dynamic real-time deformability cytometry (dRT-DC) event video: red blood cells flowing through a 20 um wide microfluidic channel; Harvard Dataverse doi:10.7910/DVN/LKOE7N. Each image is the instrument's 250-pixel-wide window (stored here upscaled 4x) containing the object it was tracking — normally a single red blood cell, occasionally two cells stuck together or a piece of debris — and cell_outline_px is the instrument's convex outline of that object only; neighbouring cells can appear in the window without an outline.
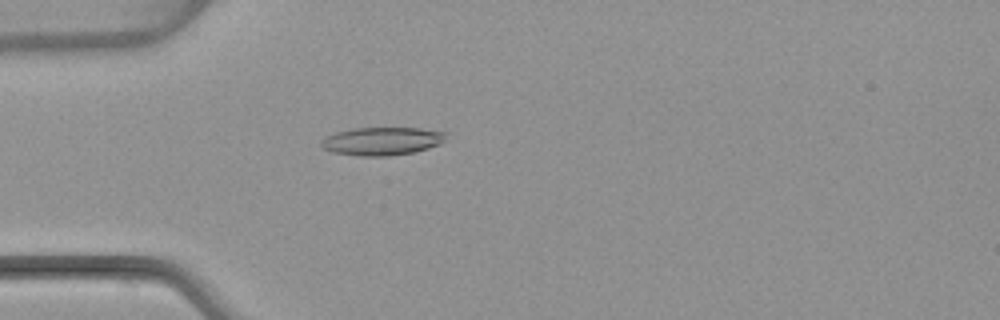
{"species": "common noctule bat (a hibernating species)", "species_latin": "Nyctalus noctula", "temperature_condition": "warm", "stored_images_in_passage": 4, "camera_frame_rate_fps": 3000, "um_per_image_px": 0.085, "animal": {"sex": "female", "body_mass_g": 22.7, "forearm_length_mm": 54.2}, "frame": {"image": 1, "passage_image": 4, "time_ms": 3.667, "image_size_px": [1000, 320], "cell_outline_px": [[448, 132], [444, 140], [440, 144], [428, 148], [412, 152], [388, 156], [356, 156], [332, 152], [324, 148], [320, 144], [320, 140], [324, 136], [336, 132], [352, 128], [420, 128]], "centroid_in_image_um": [32.44, 11.99], "position_along_channel_um": 52.6, "area_um2": 20.58}}